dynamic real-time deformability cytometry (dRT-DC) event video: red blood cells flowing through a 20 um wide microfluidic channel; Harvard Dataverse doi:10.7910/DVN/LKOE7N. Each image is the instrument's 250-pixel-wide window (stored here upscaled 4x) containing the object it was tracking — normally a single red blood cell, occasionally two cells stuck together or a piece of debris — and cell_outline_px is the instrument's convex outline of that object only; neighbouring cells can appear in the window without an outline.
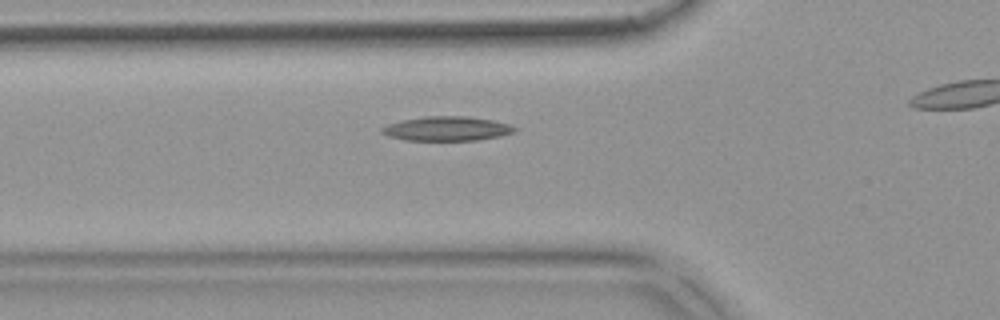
{"species": "common noctule bat (a hibernating species)", "species_latin": "Nyctalus noctula", "temperature_condition": "warm", "stored_images_in_passage": 29, "camera_frame_rate_fps": 3000, "um_per_image_px": 0.085, "animal": {"sex": "female", "body_mass_g": 18.4}, "frame": {"image": 1, "passage_image": 4, "time_ms": 1.0, "image_size_px": [1000, 320], "cell_outline_px": [[516, 132], [500, 136], [476, 140], [404, 140], [388, 136], [380, 132], [380, 128], [388, 124], [404, 120], [424, 116], [468, 116], [496, 120], [508, 124], [516, 128]], "centroid_in_image_um": [37.99, 10.93], "position_along_channel_um": 87.8, "area_um2": 18.9}}
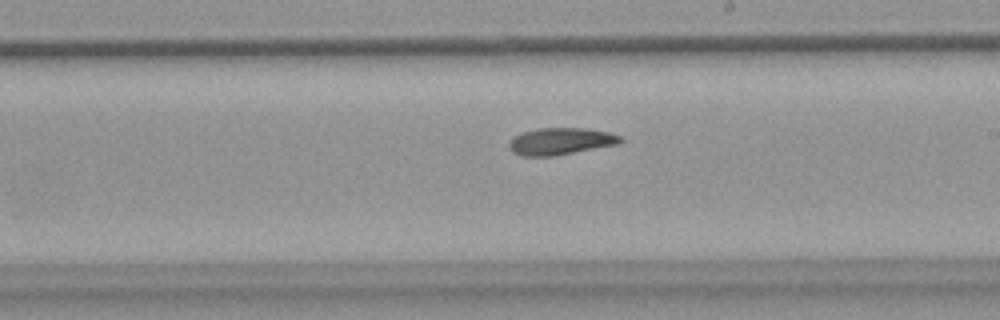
{"frame": {"image": 2, "passage_image": 16, "time_ms": 5.0, "image_size_px": [1000, 320], "cell_outline_px": [[624, 140], [620, 144], [552, 156], [524, 156], [512, 152], [508, 148], [508, 144], [512, 136], [536, 128], [588, 128], [608, 132], [620, 136]], "centroid_in_image_um": [47.64, 12.0], "position_along_channel_um": 241.4, "area_um2": 17.63}}
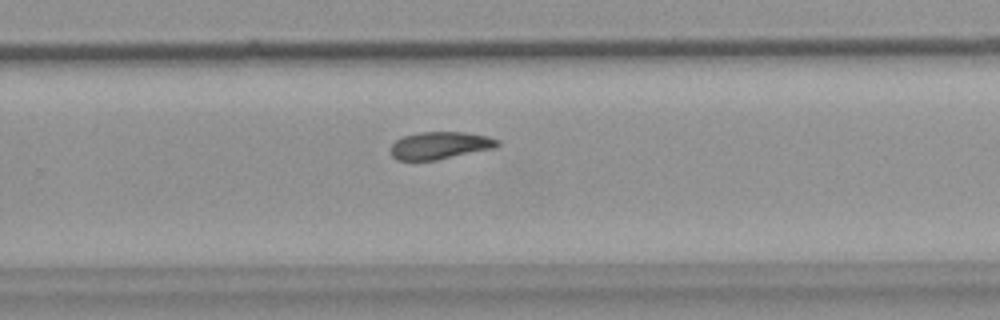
{"frame": {"image": 3, "passage_image": 20, "time_ms": 6.333, "image_size_px": [1000, 320], "cell_outline_px": [[500, 144], [496, 148], [436, 160], [396, 160], [392, 156], [392, 144], [396, 140], [404, 136], [420, 132], [464, 132], [488, 136], [500, 140]], "centroid_in_image_um": [37.44, 12.36], "position_along_channel_um": 292.4, "area_um2": 17.05}}